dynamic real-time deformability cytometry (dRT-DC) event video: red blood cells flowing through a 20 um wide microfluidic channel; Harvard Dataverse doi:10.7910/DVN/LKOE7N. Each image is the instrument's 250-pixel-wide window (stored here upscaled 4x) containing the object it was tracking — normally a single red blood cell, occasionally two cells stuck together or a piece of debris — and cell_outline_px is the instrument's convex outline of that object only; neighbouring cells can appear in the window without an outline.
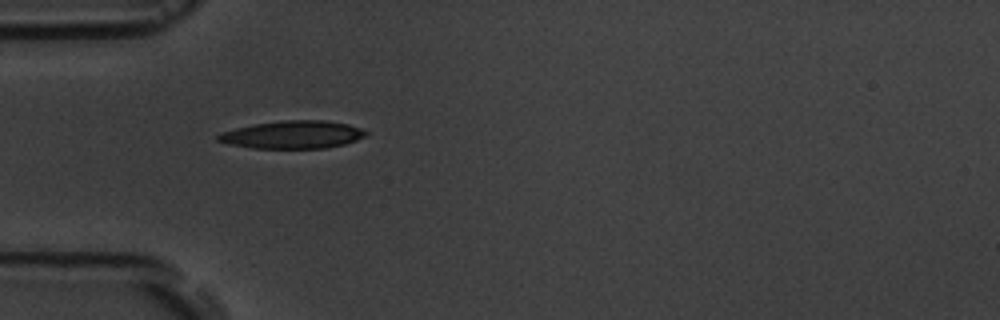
{"species": "common noctule bat (a hibernating species)", "species_latin": "Nyctalus noctula", "temperature_condition": "room temperature", "stored_images_in_passage": 3, "camera_frame_rate_fps": 3000, "um_per_image_px": 0.085, "animal": {"sex": "male", "body_mass_g": 19.5, "forearm_length_mm": 54.6}, "frame": {"image": 1, "passage_image": 2, "time_ms": 2.0, "image_size_px": [1000, 320], "cell_outline_px": [[368, 132], [364, 136], [356, 140], [344, 144], [328, 148], [252, 148], [228, 144], [216, 140], [216, 136], [220, 132], [236, 128], [256, 124], [284, 120], [324, 120], [348, 124], [360, 128]], "centroid_in_image_um": [24.86, 11.45], "position_along_channel_um": 60.1, "area_um2": 23.87}}
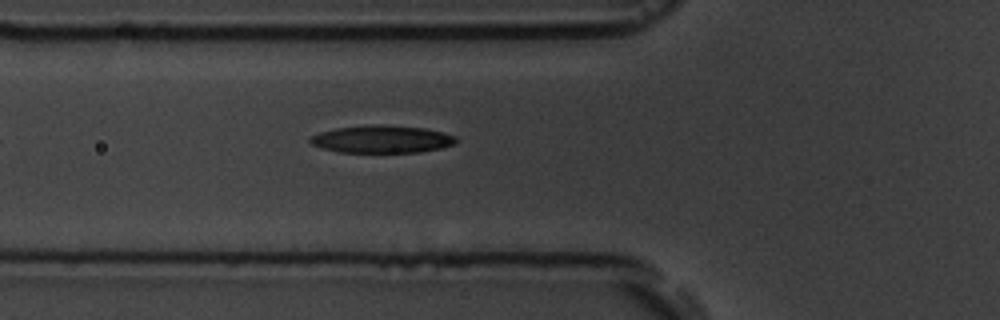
{"frame": {"image": 2, "passage_image": 3, "time_ms": 3.0, "image_size_px": [1000, 320], "cell_outline_px": [[456, 140], [452, 144], [440, 148], [420, 152], [340, 152], [324, 148], [312, 144], [308, 140], [312, 136], [320, 132], [336, 128], [424, 128], [456, 136]], "centroid_in_image_um": [32.45, 11.89], "position_along_channel_um": 93.3, "area_um2": 21.73}}